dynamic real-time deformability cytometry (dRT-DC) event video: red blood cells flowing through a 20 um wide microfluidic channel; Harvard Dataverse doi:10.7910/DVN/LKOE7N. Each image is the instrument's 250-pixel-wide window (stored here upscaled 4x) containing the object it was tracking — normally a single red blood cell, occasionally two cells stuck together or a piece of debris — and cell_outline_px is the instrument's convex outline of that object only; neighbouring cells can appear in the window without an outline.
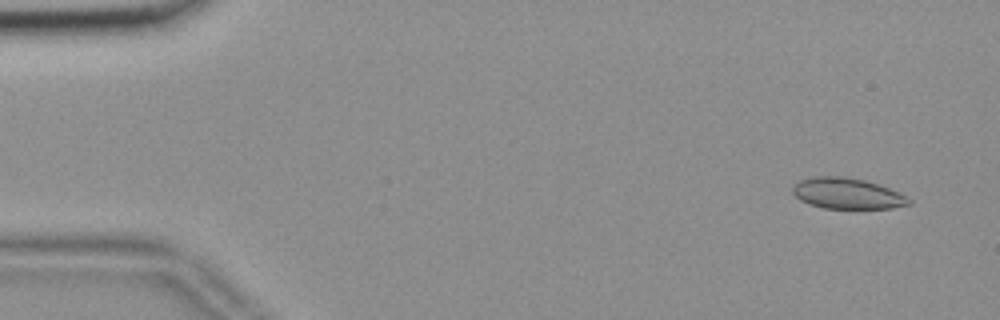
{"species": "common noctule bat (a hibernating species)", "species_latin": "Nyctalus noctula", "temperature_condition": "room temperature", "stored_images_in_passage": 57, "camera_frame_rate_fps": 3000, "um_per_image_px": 0.085, "animal": {"sex": "female", "body_mass_g": 18.4}, "frame": {"image": 1, "passage_image": 4, "time_ms": 1.0, "image_size_px": [1000, 320], "cell_outline_px": [[912, 204], [892, 208], [824, 208], [808, 204], [800, 200], [792, 192], [792, 188], [800, 180], [816, 176], [844, 176], [864, 180], [900, 192], [912, 200]], "centroid_in_image_um": [72.03, 16.45], "position_along_channel_um": 13.0, "area_um2": 20.87}}
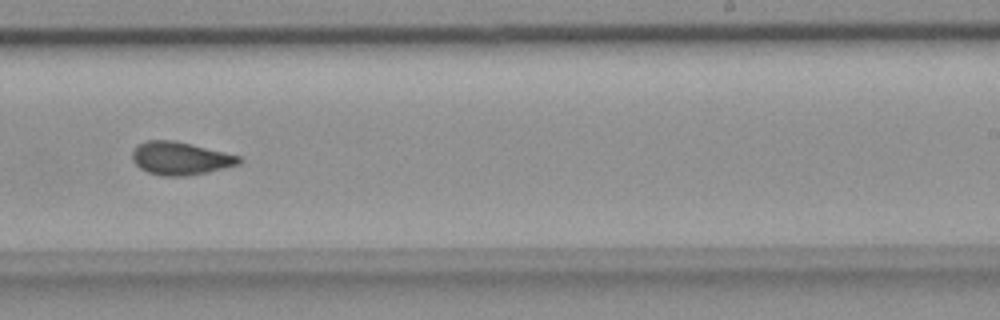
{"frame": {"image": 2, "passage_image": 35, "time_ms": 11.333, "image_size_px": [1000, 320], "cell_outline_px": [[244, 160], [240, 164], [208, 172], [184, 176], [160, 176], [148, 172], [140, 168], [132, 160], [132, 152], [140, 144], [148, 140], [172, 140], [192, 144], [240, 156]], "centroid_in_image_um": [15.35, 13.47], "position_along_channel_um": 273.6, "area_um2": 20.46}}
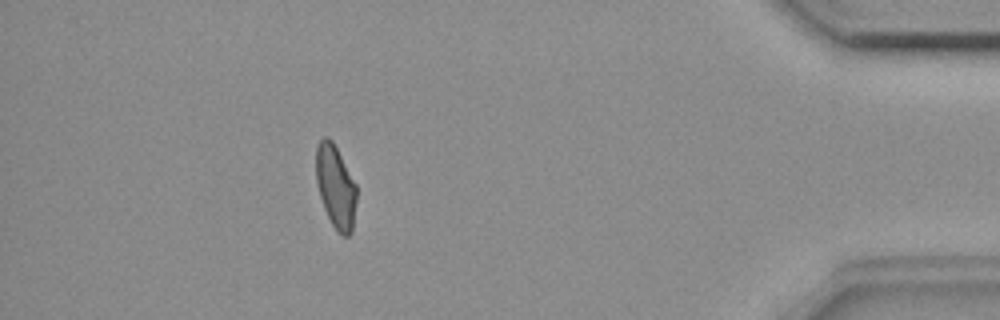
{"frame": {"image": 3, "passage_image": 50, "time_ms": 16.333, "image_size_px": [1000, 320], "cell_outline_px": [[356, 200], [352, 232], [348, 236], [344, 236], [336, 232], [324, 208], [320, 196], [316, 180], [316, 148], [320, 140], [324, 136], [328, 136], [332, 140], [356, 184]], "centroid_in_image_um": [28.52, 15.87], "position_along_channel_um": 406.7, "area_um2": 19.54}}